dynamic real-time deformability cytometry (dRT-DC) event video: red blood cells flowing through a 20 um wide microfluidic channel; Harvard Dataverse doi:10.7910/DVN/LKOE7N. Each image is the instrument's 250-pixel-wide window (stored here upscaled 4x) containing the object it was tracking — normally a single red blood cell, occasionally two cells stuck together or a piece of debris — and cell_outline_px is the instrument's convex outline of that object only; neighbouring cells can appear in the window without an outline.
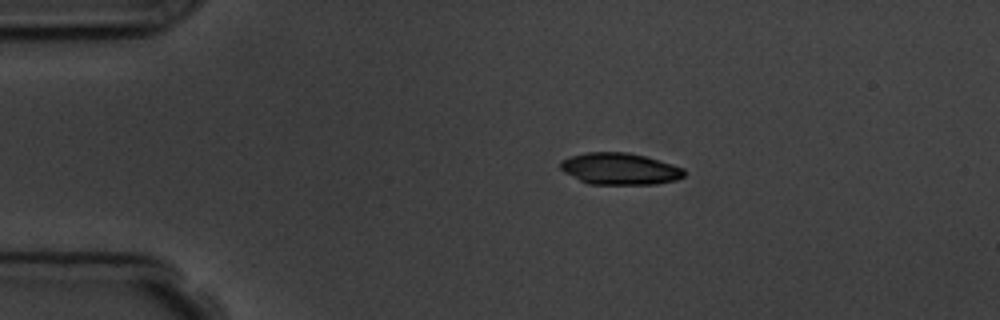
{"species": "common noctule bat (a hibernating species)", "species_latin": "Nyctalus noctula", "temperature_condition": "room temperature", "stored_images_in_passage": 2, "camera_frame_rate_fps": 3000, "um_per_image_px": 0.085, "animal": {"sex": "male", "body_mass_g": 19.5, "forearm_length_mm": 54.6}, "frame": {"image": 1, "passage_image": 1, "time_ms": 0.0, "image_size_px": [1000, 320], "cell_outline_px": [[684, 176], [676, 180], [656, 184], [588, 184], [564, 172], [560, 168], [560, 160], [568, 156], [588, 152], [628, 152], [644, 156], [672, 164], [684, 168]], "centroid_in_image_um": [52.66, 14.34], "position_along_channel_um": 32.3, "area_um2": 22.89}}